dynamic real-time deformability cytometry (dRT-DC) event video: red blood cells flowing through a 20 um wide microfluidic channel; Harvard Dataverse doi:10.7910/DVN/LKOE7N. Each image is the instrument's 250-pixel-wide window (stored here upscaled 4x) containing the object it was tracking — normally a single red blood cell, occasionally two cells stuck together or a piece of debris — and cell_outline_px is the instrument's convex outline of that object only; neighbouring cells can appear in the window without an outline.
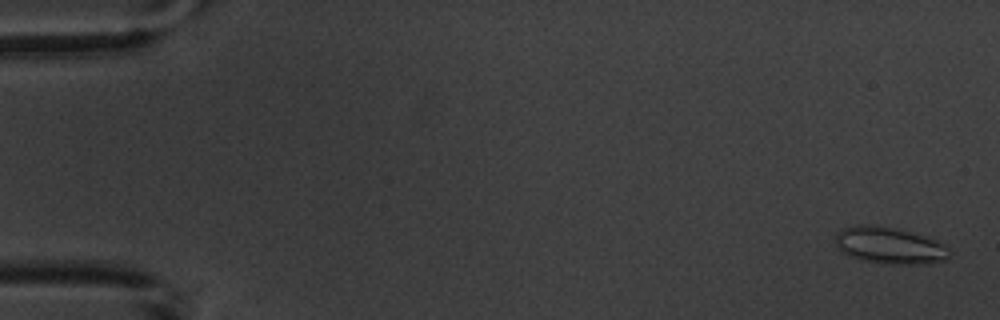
{"species": "common noctule bat (a hibernating species)", "species_latin": "Nyctalus noctula", "temperature_condition": "warm", "stored_images_in_passage": 6, "camera_frame_rate_fps": 3000, "um_per_image_px": 0.085, "animal": {"sex": "male", "body_mass_g": 20.1, "forearm_length_mm": 53.5}, "frame": {"image": 1, "passage_image": 1, "time_ms": 0.0, "image_size_px": [1000, 320], "cell_outline_px": [[952, 252], [944, 260], [932, 264], [888, 264], [860, 260], [848, 256], [840, 252], [836, 244], [836, 232], [844, 228], [856, 224], [872, 224], [928, 236], [944, 244]], "centroid_in_image_um": [75.61, 20.88], "position_along_channel_um": 9.4, "area_um2": 24.74}}
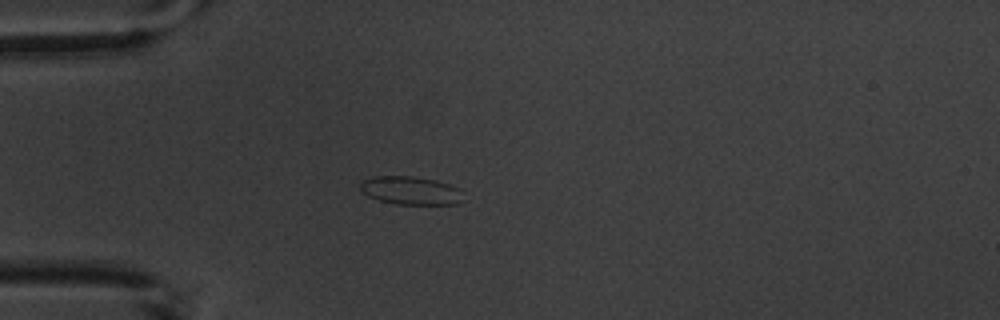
{"frame": {"image": 2, "passage_image": 5, "time_ms": 4.667, "image_size_px": [1000, 320], "cell_outline_px": [[460, 200], [456, 204], [396, 204], [380, 200], [368, 196], [360, 188], [360, 184], [364, 180], [372, 176], [412, 176], [436, 180], [460, 188]], "centroid_in_image_um": [34.88, 16.18], "position_along_channel_um": 50.1, "area_um2": 16.7}}